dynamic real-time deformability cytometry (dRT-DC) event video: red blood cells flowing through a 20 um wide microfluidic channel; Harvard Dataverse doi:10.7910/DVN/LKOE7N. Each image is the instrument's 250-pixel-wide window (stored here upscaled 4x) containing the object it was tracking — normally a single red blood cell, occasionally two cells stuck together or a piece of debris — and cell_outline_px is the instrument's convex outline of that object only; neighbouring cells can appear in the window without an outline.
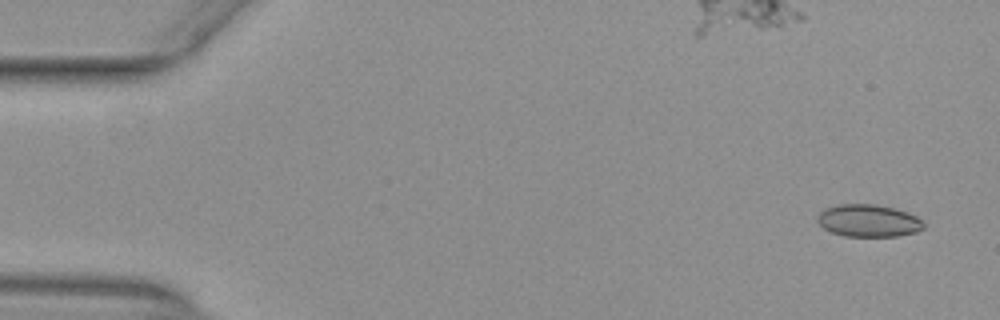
{"species": "common noctule bat (a hibernating species)", "species_latin": "Nyctalus noctula", "temperature_condition": "warm", "stored_images_in_passage": 5, "camera_frame_rate_fps": 3000, "um_per_image_px": 0.085, "animal": {"sex": "female", "body_mass_g": 29.2, "forearm_length_mm": 56.3}, "frame": {"image": 1, "passage_image": 1, "time_ms": 0.0, "image_size_px": [1000, 320], "cell_outline_px": [[924, 228], [916, 232], [896, 236], [844, 236], [832, 232], [824, 228], [816, 220], [816, 216], [824, 208], [836, 204], [876, 204], [908, 212], [924, 220]], "centroid_in_image_um": [73.81, 18.75], "position_along_channel_um": 11.2, "area_um2": 20.17}}